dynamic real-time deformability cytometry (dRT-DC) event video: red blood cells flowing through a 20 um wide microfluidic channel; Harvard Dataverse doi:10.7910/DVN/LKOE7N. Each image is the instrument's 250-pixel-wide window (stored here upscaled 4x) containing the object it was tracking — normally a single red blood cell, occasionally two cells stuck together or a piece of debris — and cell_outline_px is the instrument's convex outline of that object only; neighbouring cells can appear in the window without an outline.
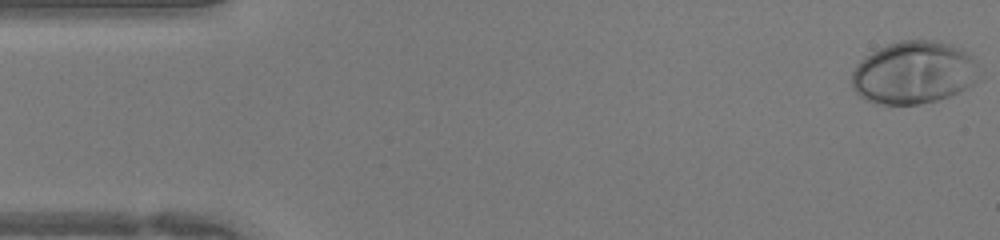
{"species": "human", "species_latin": "Homo sapiens", "temperature_condition": "warm", "stored_images_in_passage": 44, "camera_frame_rate_fps": 3000, "um_per_image_px": 0.085, "donor": {"sex": "female"}, "frame": {"image": 1, "passage_image": 1, "time_ms": 0.0, "image_size_px": [1000, 240], "cell_outline_px": [[984, 80], [948, 96], [936, 100], [920, 104], [876, 104], [860, 96], [852, 88], [852, 72], [856, 64], [860, 60], [872, 52], [888, 44], [900, 40], [936, 40], [960, 48], [968, 52], [980, 64]], "centroid_in_image_um": [77.75, 6.17], "position_along_channel_um": 7.2, "area_um2": 47.28}}
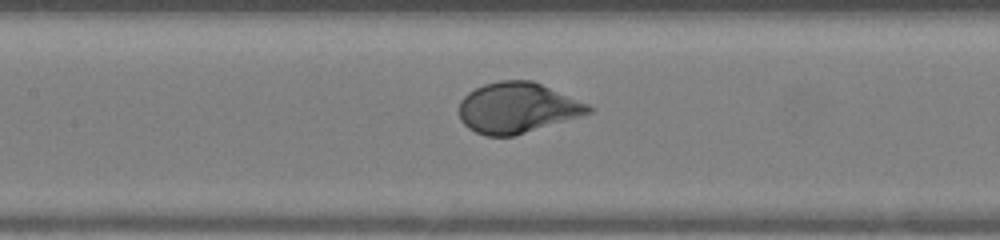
{"frame": {"image": 2, "passage_image": 20, "time_ms": 6.333, "image_size_px": [1000, 240], "cell_outline_px": [[592, 112], [580, 116], [516, 136], [484, 136], [468, 128], [460, 120], [460, 100], [468, 92], [484, 84], [500, 80], [532, 80], [588, 104], [592, 108]], "centroid_in_image_um": [43.94, 9.17], "position_along_channel_um": 163.5, "area_um2": 38.03}}
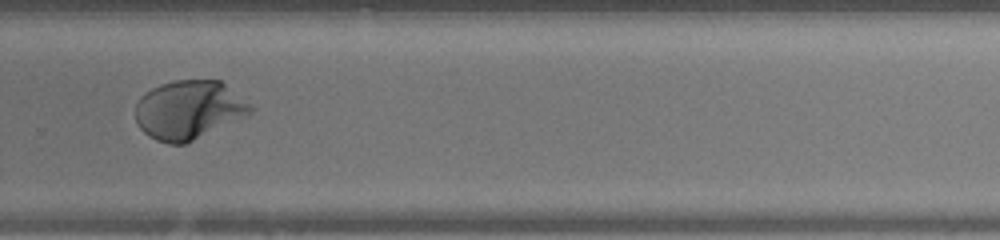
{"frame": {"image": 3, "passage_image": 30, "time_ms": 9.667, "image_size_px": [1000, 240], "cell_outline_px": [[256, 108], [248, 116], [184, 144], [168, 144], [156, 140], [148, 136], [136, 124], [136, 104], [140, 96], [152, 88], [160, 84], [176, 80], [220, 80]], "centroid_in_image_um": [16.06, 9.34], "position_along_channel_um": 313.7, "area_um2": 39.59}}